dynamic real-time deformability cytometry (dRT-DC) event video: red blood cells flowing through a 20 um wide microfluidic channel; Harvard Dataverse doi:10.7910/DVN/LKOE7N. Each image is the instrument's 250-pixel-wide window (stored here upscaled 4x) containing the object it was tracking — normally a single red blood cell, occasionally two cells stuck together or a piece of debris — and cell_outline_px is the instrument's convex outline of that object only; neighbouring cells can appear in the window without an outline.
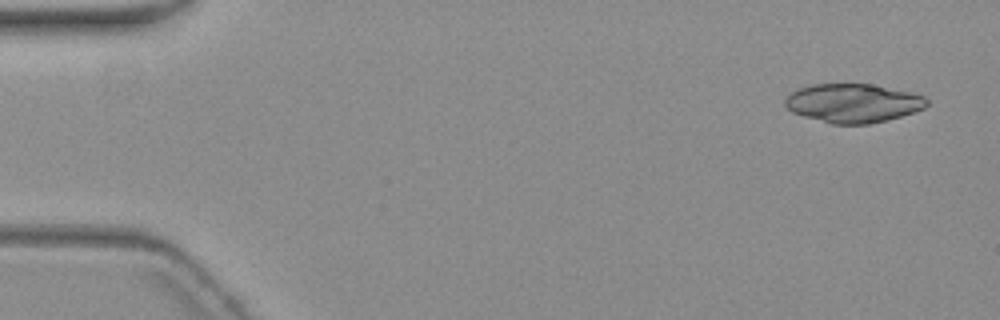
{"species": "common noctule bat (a hibernating species)", "species_latin": "Nyctalus noctula", "temperature_condition": "warm", "stored_images_in_passage": 3, "camera_frame_rate_fps": 3000, "um_per_image_px": 0.085, "animal": {"sex": "female", "body_mass_g": 19.3, "forearm_length_mm": 54.1}, "frame": {"image": 1, "passage_image": 1, "time_ms": 0.0, "image_size_px": [1000, 320], "cell_outline_px": [[928, 104], [924, 108], [888, 120], [868, 124], [832, 124], [804, 116], [792, 112], [784, 104], [784, 100], [796, 88], [812, 84], [872, 84], [912, 92], [924, 96], [928, 100]], "centroid_in_image_um": [72.51, 8.76], "position_along_channel_um": 12.5, "area_um2": 32.08}}